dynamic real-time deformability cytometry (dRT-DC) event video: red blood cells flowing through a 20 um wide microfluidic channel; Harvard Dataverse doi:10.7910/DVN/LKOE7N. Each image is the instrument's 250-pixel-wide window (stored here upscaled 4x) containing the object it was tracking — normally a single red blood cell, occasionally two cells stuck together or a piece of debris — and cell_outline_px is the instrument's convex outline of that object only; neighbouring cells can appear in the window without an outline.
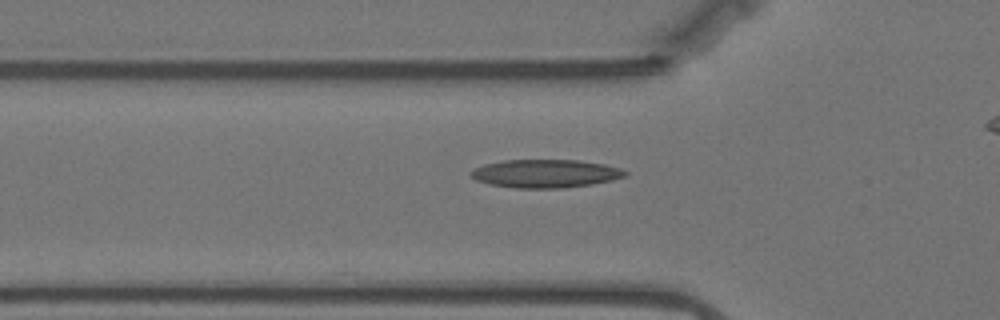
{"species": "Egyptian fruit bat (a non-hibernating species)", "species_latin": "Rousettus aegyptiacus", "temperature_condition": "warm", "stored_images_in_passage": 38, "camera_frame_rate_fps": 3000, "um_per_image_px": 0.085, "animal": {"sex": "female"}, "frame": {"image": 1, "passage_image": 7, "time_ms": 2.0, "image_size_px": [1000, 320], "cell_outline_px": [[628, 172], [624, 176], [612, 180], [592, 184], [564, 188], [516, 188], [488, 184], [476, 180], [468, 172], [484, 164], [504, 160], [580, 160], [604, 164], [620, 168]], "centroid_in_image_um": [46.35, 14.75], "position_along_channel_um": 79.4, "area_um2": 25.37}}
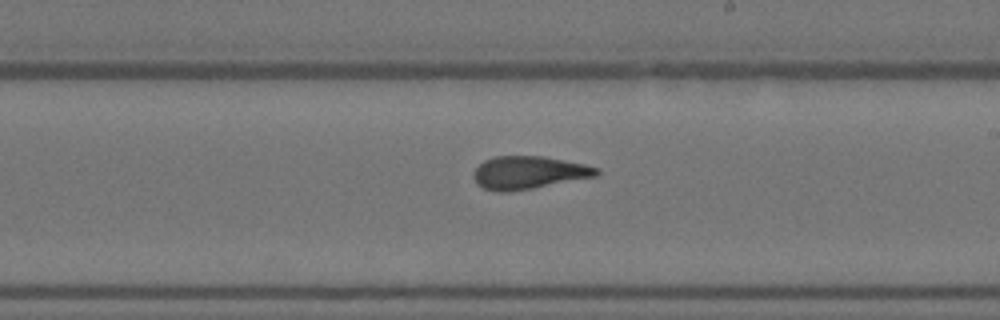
{"frame": {"image": 2, "passage_image": 21, "time_ms": 6.667, "image_size_px": [1000, 320], "cell_outline_px": [[600, 172], [596, 176], [532, 188], [508, 192], [496, 192], [484, 188], [476, 184], [472, 176], [476, 168], [484, 160], [496, 156], [544, 156], [584, 164], [600, 168]], "centroid_in_image_um": [44.91, 14.67], "position_along_channel_um": 244.1, "area_um2": 23.52}}
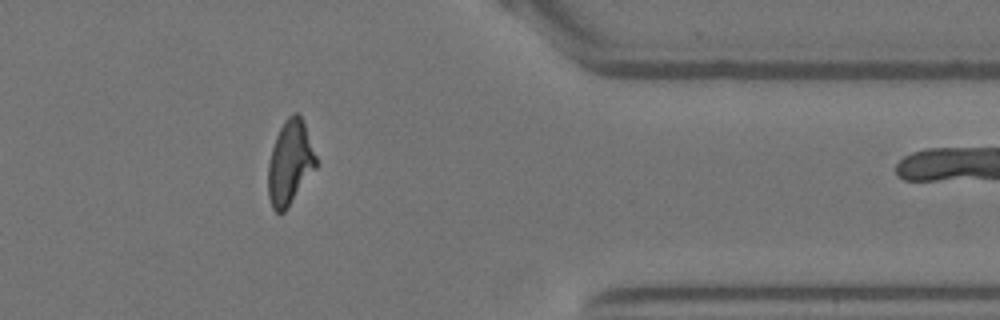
{"frame": {"image": 3, "passage_image": 35, "time_ms": 11.333, "image_size_px": [1000, 320], "cell_outline_px": [[316, 168], [288, 208], [280, 216], [272, 208], [268, 196], [268, 164], [272, 148], [276, 136], [284, 120], [292, 112], [296, 112], [300, 116], [304, 124], [316, 156]], "centroid_in_image_um": [24.63, 13.87], "position_along_channel_um": 386.8, "area_um2": 23.52}, "authors_computed_cell_mechanics": {"area_um2": 23.8714, "velocity_mm_per_s": 3.5076, "shape_relaxation_time_tau1_ms": null, "shape_relaxation_time_tau2_ms": 2.1394, "deformation_change_tau1": null, "deformation_change_tau2": 0.1089}}